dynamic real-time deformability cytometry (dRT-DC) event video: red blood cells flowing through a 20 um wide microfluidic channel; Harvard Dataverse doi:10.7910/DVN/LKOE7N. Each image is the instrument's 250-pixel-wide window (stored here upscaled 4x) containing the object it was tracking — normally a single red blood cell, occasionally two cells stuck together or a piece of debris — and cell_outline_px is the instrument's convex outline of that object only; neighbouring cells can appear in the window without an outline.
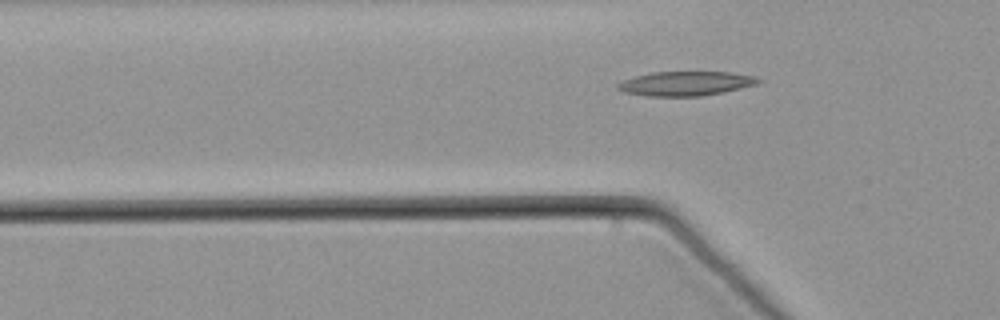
{"species": "common noctule bat (a hibernating species)", "species_latin": "Nyctalus noctula", "temperature_condition": "warm", "stored_images_in_passage": 14, "camera_frame_rate_fps": 3000, "um_per_image_px": 0.085, "animal": {"sex": "male", "body_mass_g": 21.5, "forearm_length_mm": 52.0}, "frame": {"image": 1, "passage_image": 14, "time_ms": 4.333, "image_size_px": [1000, 320], "cell_outline_px": [[764, 80], [760, 84], [724, 92], [700, 96], [648, 96], [624, 92], [616, 88], [616, 84], [624, 80], [636, 76], [652, 72], [728, 72], [756, 76]], "centroid_in_image_um": [58.34, 7.1], "position_along_channel_um": 67.5, "area_um2": 20.06}}